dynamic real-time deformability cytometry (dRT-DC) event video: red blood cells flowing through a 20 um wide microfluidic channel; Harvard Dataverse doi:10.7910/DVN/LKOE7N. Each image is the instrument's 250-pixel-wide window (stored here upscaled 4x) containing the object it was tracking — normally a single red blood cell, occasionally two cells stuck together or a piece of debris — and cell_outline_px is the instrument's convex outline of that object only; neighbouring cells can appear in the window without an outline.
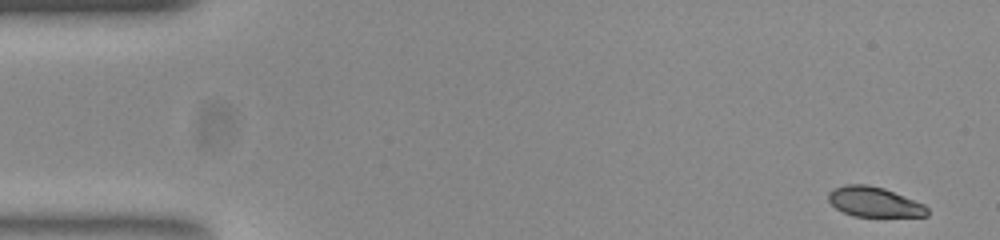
{"species": "common noctule bat (a hibernating species)", "species_latin": "Nyctalus noctula", "temperature_condition": "room temperature", "stored_images_in_passage": 13, "camera_frame_rate_fps": 3000, "um_per_image_px": 0.085, "animal": {"sex": "female", "body_mass_g": 23.0, "forearm_length_mm": 53.4}, "frame": {"image": 1, "passage_image": 1, "time_ms": 0.0, "image_size_px": [1000, 240], "cell_outline_px": [[928, 216], [852, 216], [836, 208], [828, 200], [828, 192], [832, 188], [844, 184], [868, 184], [884, 188], [924, 204], [928, 208]], "centroid_in_image_um": [74.28, 17.15], "position_along_channel_um": 10.7, "area_um2": 17.28}}